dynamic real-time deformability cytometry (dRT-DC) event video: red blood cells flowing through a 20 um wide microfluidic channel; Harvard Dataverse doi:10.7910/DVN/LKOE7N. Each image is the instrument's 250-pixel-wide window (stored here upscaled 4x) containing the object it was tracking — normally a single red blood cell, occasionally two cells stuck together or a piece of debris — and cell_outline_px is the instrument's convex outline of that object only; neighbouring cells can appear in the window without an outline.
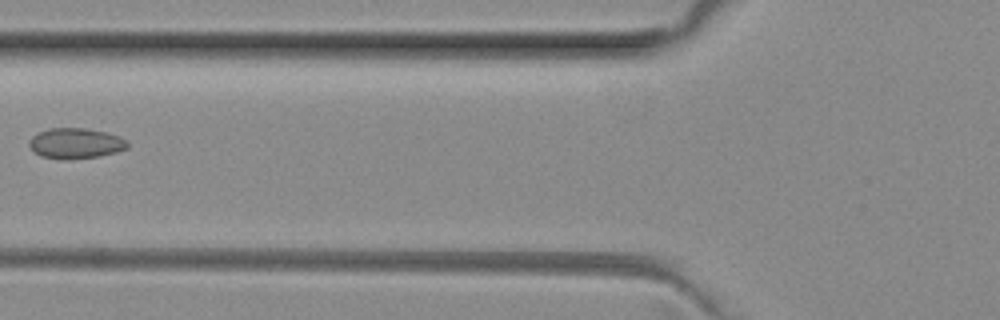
{"species": "common noctule bat (a hibernating species)", "species_latin": "Nyctalus noctula", "temperature_condition": "room temperature", "stored_images_in_passage": 8, "camera_frame_rate_fps": 3000, "um_per_image_px": 0.085, "animal": {"sex": "female", "body_mass_g": 29.2, "forearm_length_mm": 56.3}, "frame": {"image": 1, "passage_image": 6, "time_ms": 1.667, "image_size_px": [1000, 320], "cell_outline_px": [[128, 148], [116, 152], [96, 156], [68, 160], [64, 160], [40, 156], [28, 144], [28, 140], [32, 136], [48, 128], [84, 128], [104, 132], [120, 136], [128, 140]], "centroid_in_image_um": [6.43, 12.18], "position_along_channel_um": 119.4, "area_um2": 17.46}}
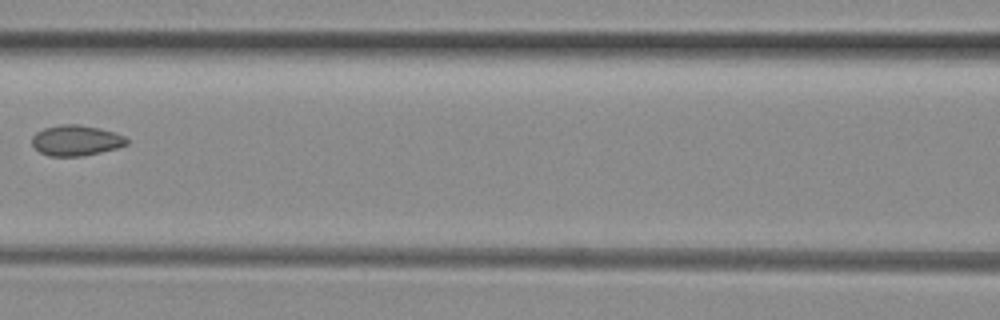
{"frame": {"image": 2, "passage_image": 7, "time_ms": 2.0, "image_size_px": [1000, 320], "cell_outline_px": [[128, 144], [116, 148], [84, 156], [48, 156], [40, 152], [32, 144], [32, 136], [36, 132], [44, 128], [60, 124], [76, 124], [96, 128], [112, 132], [124, 136], [128, 140]], "centroid_in_image_um": [6.43, 11.94], "position_along_channel_um": 160.2, "area_um2": 16.7}}
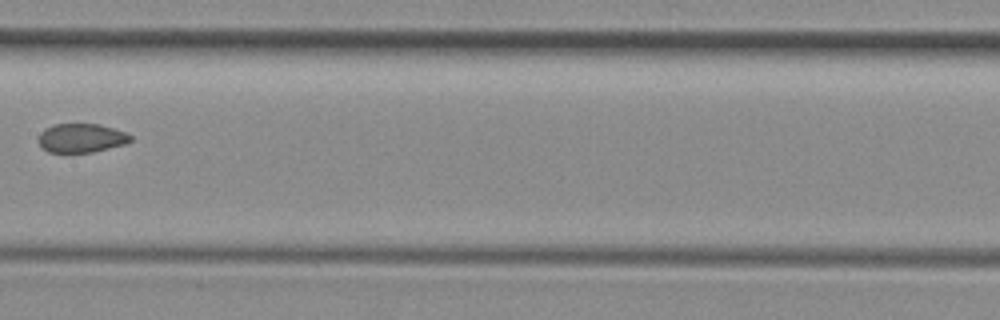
{"frame": {"image": 3, "passage_image": 8, "time_ms": 2.333, "image_size_px": [1000, 320], "cell_outline_px": [[132, 140], [124, 144], [92, 152], [48, 152], [40, 144], [40, 132], [44, 128], [52, 124], [100, 124], [128, 132], [132, 136]], "centroid_in_image_um": [6.94, 11.71], "position_along_channel_um": 200.5, "area_um2": 15.49}}